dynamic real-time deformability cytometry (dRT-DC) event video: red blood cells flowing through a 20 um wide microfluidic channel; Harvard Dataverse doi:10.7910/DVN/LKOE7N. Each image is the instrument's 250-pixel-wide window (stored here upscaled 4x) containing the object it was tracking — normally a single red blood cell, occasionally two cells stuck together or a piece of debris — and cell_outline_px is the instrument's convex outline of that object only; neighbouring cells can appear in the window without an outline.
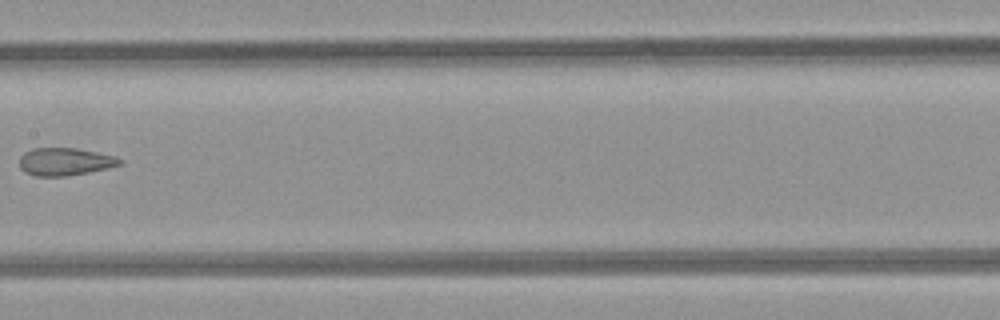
{"species": "common noctule bat (a hibernating species)", "species_latin": "Nyctalus noctula", "temperature_condition": "room temperature", "stored_images_in_passage": 7, "camera_frame_rate_fps": 3000, "um_per_image_px": 0.085, "animal": {"sex": "female", "body_mass_g": 21.9}, "frame": {"image": 1, "passage_image": 7, "time_ms": 6.667, "image_size_px": [1000, 320], "cell_outline_px": [[124, 160], [120, 164], [108, 168], [68, 176], [36, 176], [24, 172], [20, 168], [20, 156], [24, 152], [32, 148], [76, 148], [116, 156]], "centroid_in_image_um": [5.51, 13.74], "position_along_channel_um": 201.9, "area_um2": 16.24}}